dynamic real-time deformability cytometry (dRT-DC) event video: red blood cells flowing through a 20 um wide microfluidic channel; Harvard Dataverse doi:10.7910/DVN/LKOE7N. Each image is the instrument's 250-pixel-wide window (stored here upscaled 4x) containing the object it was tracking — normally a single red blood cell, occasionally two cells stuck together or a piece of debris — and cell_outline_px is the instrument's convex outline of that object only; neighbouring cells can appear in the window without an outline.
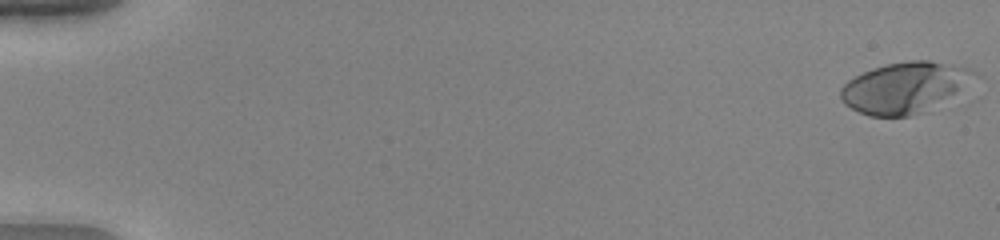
{"species": "human", "species_latin": "Homo sapiens", "temperature_condition": "warm", "stored_images_in_passage": 53, "camera_frame_rate_fps": 3000, "um_per_image_px": 0.085, "donor": {"sex": "female"}, "frame": {"image": 1, "passage_image": 1, "time_ms": 0.0, "image_size_px": [1000, 240], "cell_outline_px": [[976, 72], [928, 112], [908, 116], [868, 116], [844, 104], [840, 96], [840, 88], [848, 80], [872, 68], [888, 64], [908, 60], [928, 60], [968, 68]], "centroid_in_image_um": [76.75, 7.45], "position_along_channel_um": 8.2, "area_um2": 38.38}}
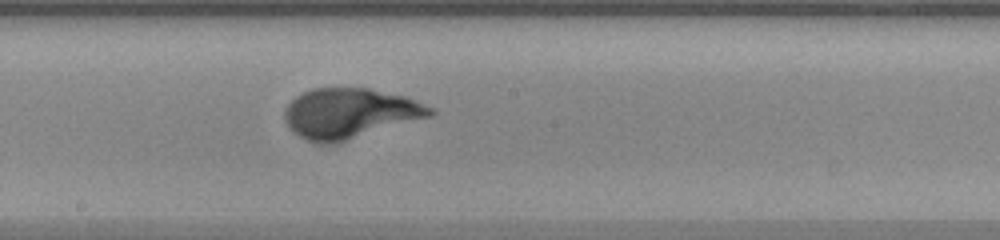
{"frame": {"image": 2, "passage_image": 31, "time_ms": 10.0, "image_size_px": [1000, 240], "cell_outline_px": [[436, 112], [432, 116], [344, 140], [308, 140], [292, 132], [288, 128], [284, 120], [284, 112], [288, 104], [296, 96], [312, 88], [368, 88], [404, 96], [416, 100], [436, 108]], "centroid_in_image_um": [29.76, 9.58], "position_along_channel_um": 218.4, "area_um2": 41.56}}
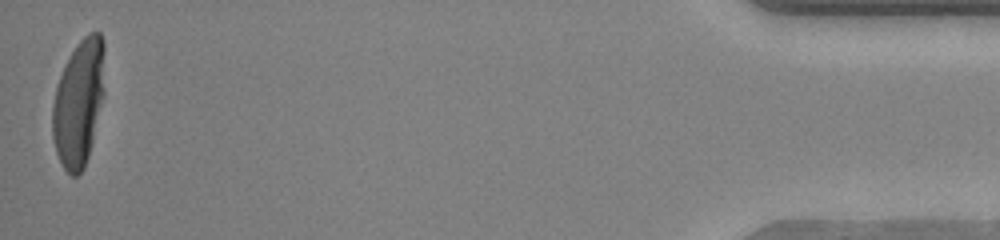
{"frame": {"image": 3, "passage_image": 53, "time_ms": 17.333, "image_size_px": [1000, 240], "cell_outline_px": [[104, 96], [88, 156], [84, 168], [76, 176], [72, 176], [64, 168], [56, 152], [52, 136], [52, 104], [56, 88], [60, 76], [72, 52], [80, 40], [88, 32], [100, 32], [104, 40]], "centroid_in_image_um": [6.7, 8.73], "position_along_channel_um": 428.5, "area_um2": 38.38}}